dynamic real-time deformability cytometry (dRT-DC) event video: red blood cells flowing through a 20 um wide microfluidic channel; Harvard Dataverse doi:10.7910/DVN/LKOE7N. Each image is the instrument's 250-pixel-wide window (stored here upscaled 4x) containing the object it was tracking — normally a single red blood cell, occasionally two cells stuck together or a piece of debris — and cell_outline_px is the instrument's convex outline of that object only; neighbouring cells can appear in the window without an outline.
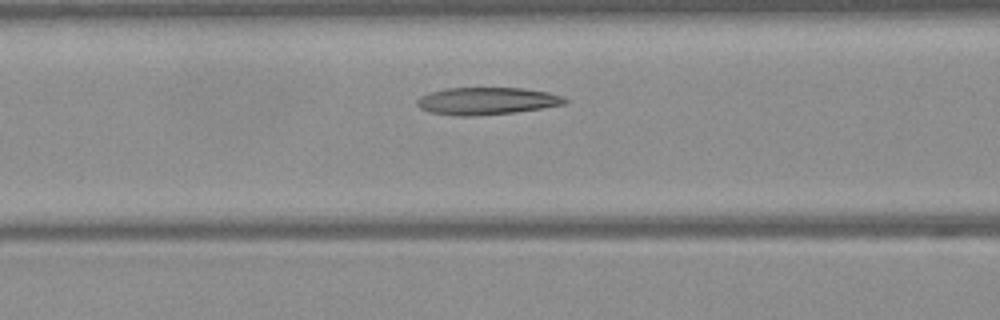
{"species": "Egyptian fruit bat (a non-hibernating species)", "species_latin": "Rousettus aegyptiacus", "temperature_condition": "warm", "stored_images_in_passage": 41, "camera_frame_rate_fps": 3000, "um_per_image_px": 0.085, "frame": {"image": 1, "passage_image": 12, "time_ms": 3.667, "image_size_px": [1000, 320], "cell_outline_px": [[568, 100], [564, 104], [516, 112], [476, 116], [460, 116], [428, 112], [420, 108], [416, 104], [416, 100], [420, 96], [444, 88], [524, 88], [548, 92], [560, 96]], "centroid_in_image_um": [41.33, 8.58], "position_along_channel_um": 125.3, "area_um2": 23.47}}
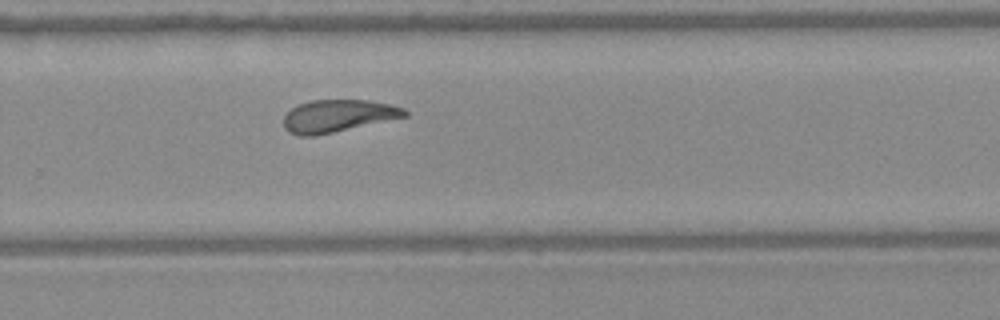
{"frame": {"image": 2, "passage_image": 25, "time_ms": 8.0, "image_size_px": [1000, 320], "cell_outline_px": [[408, 116], [316, 136], [300, 136], [288, 132], [284, 128], [284, 116], [292, 108], [300, 104], [312, 100], [368, 100], [388, 104], [404, 108], [408, 112]], "centroid_in_image_um": [28.72, 9.86], "position_along_channel_um": 301.1, "area_um2": 22.77}}
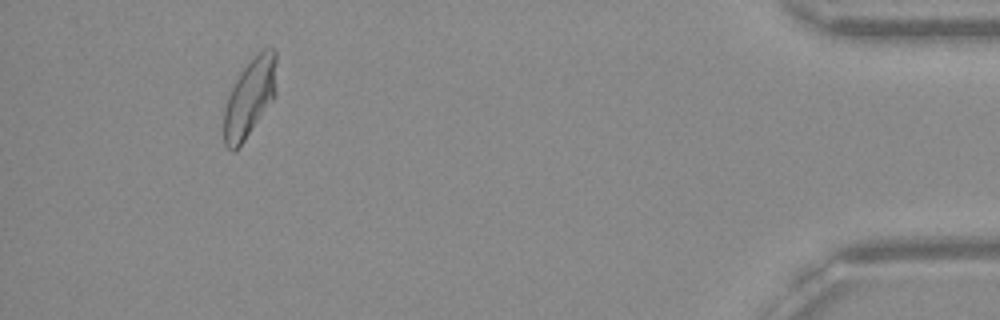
{"frame": {"image": 3, "passage_image": 38, "time_ms": 12.333, "image_size_px": [1000, 320], "cell_outline_px": [[276, 92], [272, 100], [236, 152], [232, 152], [224, 144], [224, 108], [228, 96], [236, 80], [244, 68], [264, 48], [272, 48], [276, 52]], "centroid_in_image_um": [21.22, 8.34], "position_along_channel_um": 414.0, "area_um2": 23.58}, "authors_computed_cell_mechanics": {"area_um2": 23.6402, "velocity_mm_per_s": 4.0595, "shape_relaxation_time_tau1_ms": null, "shape_relaxation_time_tau2_ms": 2.5067, "deformation_change_tau1": null, "deformation_change_tau2": 0.0998}}